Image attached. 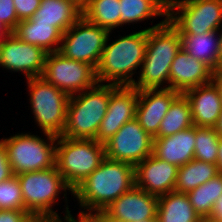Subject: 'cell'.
Wrapping results in <instances>:
<instances>
[{"instance_id":"cell-1","label":"cell","mask_w":222,"mask_h":222,"mask_svg":"<svg viewBox=\"0 0 222 222\" xmlns=\"http://www.w3.org/2000/svg\"><path fill=\"white\" fill-rule=\"evenodd\" d=\"M133 186H135L134 166L105 157L99 167L71 194L77 198L80 208H84L79 212L78 218L102 212Z\"/></svg>"},{"instance_id":"cell-2","label":"cell","mask_w":222,"mask_h":222,"mask_svg":"<svg viewBox=\"0 0 222 222\" xmlns=\"http://www.w3.org/2000/svg\"><path fill=\"white\" fill-rule=\"evenodd\" d=\"M167 20L168 18H165L152 27L121 36L109 44L110 36H108L95 69L97 82L104 84L106 82L118 87L133 86L136 81L133 75L137 74L136 70L142 66L145 57L148 30L161 26Z\"/></svg>"},{"instance_id":"cell-3","label":"cell","mask_w":222,"mask_h":222,"mask_svg":"<svg viewBox=\"0 0 222 222\" xmlns=\"http://www.w3.org/2000/svg\"><path fill=\"white\" fill-rule=\"evenodd\" d=\"M181 50V35L167 20L161 26L148 30L145 57L139 77L133 86L143 89L169 88V73L175 55ZM164 83L168 85L163 86ZM163 86V87H162Z\"/></svg>"},{"instance_id":"cell-4","label":"cell","mask_w":222,"mask_h":222,"mask_svg":"<svg viewBox=\"0 0 222 222\" xmlns=\"http://www.w3.org/2000/svg\"><path fill=\"white\" fill-rule=\"evenodd\" d=\"M116 85L96 83L69 98L67 121L62 136L72 139H96L108 109L110 94Z\"/></svg>"},{"instance_id":"cell-5","label":"cell","mask_w":222,"mask_h":222,"mask_svg":"<svg viewBox=\"0 0 222 222\" xmlns=\"http://www.w3.org/2000/svg\"><path fill=\"white\" fill-rule=\"evenodd\" d=\"M16 177L21 187L25 210L33 218L63 222L52 206L57 202L62 191L65 192L63 195L68 204L66 194L68 190L73 193V189L63 179L56 166L40 171L25 172Z\"/></svg>"},{"instance_id":"cell-6","label":"cell","mask_w":222,"mask_h":222,"mask_svg":"<svg viewBox=\"0 0 222 222\" xmlns=\"http://www.w3.org/2000/svg\"><path fill=\"white\" fill-rule=\"evenodd\" d=\"M105 158L103 143L95 139L57 137L55 166L74 190Z\"/></svg>"},{"instance_id":"cell-7","label":"cell","mask_w":222,"mask_h":222,"mask_svg":"<svg viewBox=\"0 0 222 222\" xmlns=\"http://www.w3.org/2000/svg\"><path fill=\"white\" fill-rule=\"evenodd\" d=\"M44 134L47 140L31 133L1 139L13 175L55 167L57 136Z\"/></svg>"},{"instance_id":"cell-8","label":"cell","mask_w":222,"mask_h":222,"mask_svg":"<svg viewBox=\"0 0 222 222\" xmlns=\"http://www.w3.org/2000/svg\"><path fill=\"white\" fill-rule=\"evenodd\" d=\"M26 80L35 123L42 129V133L62 136L66 126L70 96L43 77Z\"/></svg>"},{"instance_id":"cell-9","label":"cell","mask_w":222,"mask_h":222,"mask_svg":"<svg viewBox=\"0 0 222 222\" xmlns=\"http://www.w3.org/2000/svg\"><path fill=\"white\" fill-rule=\"evenodd\" d=\"M168 21L180 35L222 28V0H168Z\"/></svg>"},{"instance_id":"cell-10","label":"cell","mask_w":222,"mask_h":222,"mask_svg":"<svg viewBox=\"0 0 222 222\" xmlns=\"http://www.w3.org/2000/svg\"><path fill=\"white\" fill-rule=\"evenodd\" d=\"M110 33L112 32L91 23L82 15L63 33L58 52L96 69Z\"/></svg>"},{"instance_id":"cell-11","label":"cell","mask_w":222,"mask_h":222,"mask_svg":"<svg viewBox=\"0 0 222 222\" xmlns=\"http://www.w3.org/2000/svg\"><path fill=\"white\" fill-rule=\"evenodd\" d=\"M42 77L69 96L97 83L95 69L90 64L66 58L58 51L46 54Z\"/></svg>"},{"instance_id":"cell-12","label":"cell","mask_w":222,"mask_h":222,"mask_svg":"<svg viewBox=\"0 0 222 222\" xmlns=\"http://www.w3.org/2000/svg\"><path fill=\"white\" fill-rule=\"evenodd\" d=\"M105 157L137 165L153 154V137L134 118L104 143Z\"/></svg>"},{"instance_id":"cell-13","label":"cell","mask_w":222,"mask_h":222,"mask_svg":"<svg viewBox=\"0 0 222 222\" xmlns=\"http://www.w3.org/2000/svg\"><path fill=\"white\" fill-rule=\"evenodd\" d=\"M46 54L41 47L28 44L9 32L0 43V66L23 73L26 79L42 77Z\"/></svg>"},{"instance_id":"cell-14","label":"cell","mask_w":222,"mask_h":222,"mask_svg":"<svg viewBox=\"0 0 222 222\" xmlns=\"http://www.w3.org/2000/svg\"><path fill=\"white\" fill-rule=\"evenodd\" d=\"M158 196L133 186L114 200L103 212L121 222L157 220Z\"/></svg>"},{"instance_id":"cell-15","label":"cell","mask_w":222,"mask_h":222,"mask_svg":"<svg viewBox=\"0 0 222 222\" xmlns=\"http://www.w3.org/2000/svg\"><path fill=\"white\" fill-rule=\"evenodd\" d=\"M138 90L132 86H119L111 94L105 117L101 121L96 141L107 142L122 126L135 118Z\"/></svg>"},{"instance_id":"cell-16","label":"cell","mask_w":222,"mask_h":222,"mask_svg":"<svg viewBox=\"0 0 222 222\" xmlns=\"http://www.w3.org/2000/svg\"><path fill=\"white\" fill-rule=\"evenodd\" d=\"M178 167L153 154L134 166L135 186L155 196L174 191Z\"/></svg>"},{"instance_id":"cell-17","label":"cell","mask_w":222,"mask_h":222,"mask_svg":"<svg viewBox=\"0 0 222 222\" xmlns=\"http://www.w3.org/2000/svg\"><path fill=\"white\" fill-rule=\"evenodd\" d=\"M179 94V91L170 88L138 91L135 119L153 138L158 134L161 121Z\"/></svg>"},{"instance_id":"cell-18","label":"cell","mask_w":222,"mask_h":222,"mask_svg":"<svg viewBox=\"0 0 222 222\" xmlns=\"http://www.w3.org/2000/svg\"><path fill=\"white\" fill-rule=\"evenodd\" d=\"M183 94L190 104L193 125L215 128L222 111V95L218 84L212 80Z\"/></svg>"},{"instance_id":"cell-19","label":"cell","mask_w":222,"mask_h":222,"mask_svg":"<svg viewBox=\"0 0 222 222\" xmlns=\"http://www.w3.org/2000/svg\"><path fill=\"white\" fill-rule=\"evenodd\" d=\"M213 78L214 72L206 64L181 49L171 64L169 88L184 93L211 82Z\"/></svg>"},{"instance_id":"cell-20","label":"cell","mask_w":222,"mask_h":222,"mask_svg":"<svg viewBox=\"0 0 222 222\" xmlns=\"http://www.w3.org/2000/svg\"><path fill=\"white\" fill-rule=\"evenodd\" d=\"M195 126L163 138H153V155L178 168L194 159Z\"/></svg>"},{"instance_id":"cell-21","label":"cell","mask_w":222,"mask_h":222,"mask_svg":"<svg viewBox=\"0 0 222 222\" xmlns=\"http://www.w3.org/2000/svg\"><path fill=\"white\" fill-rule=\"evenodd\" d=\"M82 15V6L74 0H41L31 20L52 23V26L64 33Z\"/></svg>"},{"instance_id":"cell-22","label":"cell","mask_w":222,"mask_h":222,"mask_svg":"<svg viewBox=\"0 0 222 222\" xmlns=\"http://www.w3.org/2000/svg\"><path fill=\"white\" fill-rule=\"evenodd\" d=\"M20 40L41 47L51 53L59 50L63 33L52 23L33 22L31 19L19 21L12 32Z\"/></svg>"},{"instance_id":"cell-23","label":"cell","mask_w":222,"mask_h":222,"mask_svg":"<svg viewBox=\"0 0 222 222\" xmlns=\"http://www.w3.org/2000/svg\"><path fill=\"white\" fill-rule=\"evenodd\" d=\"M218 32L220 31H210L200 35H181V49L206 64L214 74H217L221 48L220 33Z\"/></svg>"},{"instance_id":"cell-24","label":"cell","mask_w":222,"mask_h":222,"mask_svg":"<svg viewBox=\"0 0 222 222\" xmlns=\"http://www.w3.org/2000/svg\"><path fill=\"white\" fill-rule=\"evenodd\" d=\"M186 193L169 192L158 197L157 222H200Z\"/></svg>"},{"instance_id":"cell-25","label":"cell","mask_w":222,"mask_h":222,"mask_svg":"<svg viewBox=\"0 0 222 222\" xmlns=\"http://www.w3.org/2000/svg\"><path fill=\"white\" fill-rule=\"evenodd\" d=\"M120 27L150 20L154 16L168 18V0H119ZM150 18V19H149Z\"/></svg>"},{"instance_id":"cell-26","label":"cell","mask_w":222,"mask_h":222,"mask_svg":"<svg viewBox=\"0 0 222 222\" xmlns=\"http://www.w3.org/2000/svg\"><path fill=\"white\" fill-rule=\"evenodd\" d=\"M219 174L217 164L193 159L178 168L174 191L187 193Z\"/></svg>"},{"instance_id":"cell-27","label":"cell","mask_w":222,"mask_h":222,"mask_svg":"<svg viewBox=\"0 0 222 222\" xmlns=\"http://www.w3.org/2000/svg\"><path fill=\"white\" fill-rule=\"evenodd\" d=\"M193 126L191 108L187 97L180 93L172 102L161 121L158 134L154 138L171 136Z\"/></svg>"},{"instance_id":"cell-28","label":"cell","mask_w":222,"mask_h":222,"mask_svg":"<svg viewBox=\"0 0 222 222\" xmlns=\"http://www.w3.org/2000/svg\"><path fill=\"white\" fill-rule=\"evenodd\" d=\"M120 6L119 0H87L82 7L83 16L111 32L120 26Z\"/></svg>"},{"instance_id":"cell-29","label":"cell","mask_w":222,"mask_h":222,"mask_svg":"<svg viewBox=\"0 0 222 222\" xmlns=\"http://www.w3.org/2000/svg\"><path fill=\"white\" fill-rule=\"evenodd\" d=\"M186 194L200 218L209 217L216 200L222 195V173Z\"/></svg>"},{"instance_id":"cell-30","label":"cell","mask_w":222,"mask_h":222,"mask_svg":"<svg viewBox=\"0 0 222 222\" xmlns=\"http://www.w3.org/2000/svg\"><path fill=\"white\" fill-rule=\"evenodd\" d=\"M219 138L216 128L195 126L194 159L217 164Z\"/></svg>"},{"instance_id":"cell-31","label":"cell","mask_w":222,"mask_h":222,"mask_svg":"<svg viewBox=\"0 0 222 222\" xmlns=\"http://www.w3.org/2000/svg\"><path fill=\"white\" fill-rule=\"evenodd\" d=\"M0 210H25L16 175L0 183Z\"/></svg>"},{"instance_id":"cell-32","label":"cell","mask_w":222,"mask_h":222,"mask_svg":"<svg viewBox=\"0 0 222 222\" xmlns=\"http://www.w3.org/2000/svg\"><path fill=\"white\" fill-rule=\"evenodd\" d=\"M18 22L14 0H0V23L3 27L8 32H13Z\"/></svg>"},{"instance_id":"cell-33","label":"cell","mask_w":222,"mask_h":222,"mask_svg":"<svg viewBox=\"0 0 222 222\" xmlns=\"http://www.w3.org/2000/svg\"><path fill=\"white\" fill-rule=\"evenodd\" d=\"M41 0H14L19 21L31 19L38 10Z\"/></svg>"},{"instance_id":"cell-34","label":"cell","mask_w":222,"mask_h":222,"mask_svg":"<svg viewBox=\"0 0 222 222\" xmlns=\"http://www.w3.org/2000/svg\"><path fill=\"white\" fill-rule=\"evenodd\" d=\"M33 219L26 210H0V222H31Z\"/></svg>"},{"instance_id":"cell-35","label":"cell","mask_w":222,"mask_h":222,"mask_svg":"<svg viewBox=\"0 0 222 222\" xmlns=\"http://www.w3.org/2000/svg\"><path fill=\"white\" fill-rule=\"evenodd\" d=\"M13 176L3 142L0 140V183Z\"/></svg>"},{"instance_id":"cell-36","label":"cell","mask_w":222,"mask_h":222,"mask_svg":"<svg viewBox=\"0 0 222 222\" xmlns=\"http://www.w3.org/2000/svg\"><path fill=\"white\" fill-rule=\"evenodd\" d=\"M88 222H121L114 219L109 218L103 211L96 212L88 215L85 218Z\"/></svg>"},{"instance_id":"cell-37","label":"cell","mask_w":222,"mask_h":222,"mask_svg":"<svg viewBox=\"0 0 222 222\" xmlns=\"http://www.w3.org/2000/svg\"><path fill=\"white\" fill-rule=\"evenodd\" d=\"M209 217L222 222V195L216 200Z\"/></svg>"},{"instance_id":"cell-38","label":"cell","mask_w":222,"mask_h":222,"mask_svg":"<svg viewBox=\"0 0 222 222\" xmlns=\"http://www.w3.org/2000/svg\"><path fill=\"white\" fill-rule=\"evenodd\" d=\"M69 206L66 205L65 206V216L63 221H66V222H88L85 218H78V219H75V217L70 213L71 211H69Z\"/></svg>"},{"instance_id":"cell-39","label":"cell","mask_w":222,"mask_h":222,"mask_svg":"<svg viewBox=\"0 0 222 222\" xmlns=\"http://www.w3.org/2000/svg\"><path fill=\"white\" fill-rule=\"evenodd\" d=\"M217 167L219 173H222V137L219 138Z\"/></svg>"},{"instance_id":"cell-40","label":"cell","mask_w":222,"mask_h":222,"mask_svg":"<svg viewBox=\"0 0 222 222\" xmlns=\"http://www.w3.org/2000/svg\"><path fill=\"white\" fill-rule=\"evenodd\" d=\"M219 31H221L220 32L221 48H220V55H219L218 64H217V74L222 72V28Z\"/></svg>"},{"instance_id":"cell-41","label":"cell","mask_w":222,"mask_h":222,"mask_svg":"<svg viewBox=\"0 0 222 222\" xmlns=\"http://www.w3.org/2000/svg\"><path fill=\"white\" fill-rule=\"evenodd\" d=\"M213 80L218 84L221 91V95H222V72L218 74H214Z\"/></svg>"},{"instance_id":"cell-42","label":"cell","mask_w":222,"mask_h":222,"mask_svg":"<svg viewBox=\"0 0 222 222\" xmlns=\"http://www.w3.org/2000/svg\"><path fill=\"white\" fill-rule=\"evenodd\" d=\"M215 128H216L218 134L220 135V137H222V111L220 114L219 122Z\"/></svg>"},{"instance_id":"cell-43","label":"cell","mask_w":222,"mask_h":222,"mask_svg":"<svg viewBox=\"0 0 222 222\" xmlns=\"http://www.w3.org/2000/svg\"><path fill=\"white\" fill-rule=\"evenodd\" d=\"M9 32L0 23V43Z\"/></svg>"},{"instance_id":"cell-44","label":"cell","mask_w":222,"mask_h":222,"mask_svg":"<svg viewBox=\"0 0 222 222\" xmlns=\"http://www.w3.org/2000/svg\"><path fill=\"white\" fill-rule=\"evenodd\" d=\"M31 222H55L50 219H44V218H34Z\"/></svg>"},{"instance_id":"cell-45","label":"cell","mask_w":222,"mask_h":222,"mask_svg":"<svg viewBox=\"0 0 222 222\" xmlns=\"http://www.w3.org/2000/svg\"><path fill=\"white\" fill-rule=\"evenodd\" d=\"M200 222H221V221L214 220L210 217H205V218H201Z\"/></svg>"},{"instance_id":"cell-46","label":"cell","mask_w":222,"mask_h":222,"mask_svg":"<svg viewBox=\"0 0 222 222\" xmlns=\"http://www.w3.org/2000/svg\"><path fill=\"white\" fill-rule=\"evenodd\" d=\"M77 3H79L82 7L85 5V3L87 2V0H74Z\"/></svg>"},{"instance_id":"cell-47","label":"cell","mask_w":222,"mask_h":222,"mask_svg":"<svg viewBox=\"0 0 222 222\" xmlns=\"http://www.w3.org/2000/svg\"><path fill=\"white\" fill-rule=\"evenodd\" d=\"M143 222H157V220L143 221Z\"/></svg>"}]
</instances>
